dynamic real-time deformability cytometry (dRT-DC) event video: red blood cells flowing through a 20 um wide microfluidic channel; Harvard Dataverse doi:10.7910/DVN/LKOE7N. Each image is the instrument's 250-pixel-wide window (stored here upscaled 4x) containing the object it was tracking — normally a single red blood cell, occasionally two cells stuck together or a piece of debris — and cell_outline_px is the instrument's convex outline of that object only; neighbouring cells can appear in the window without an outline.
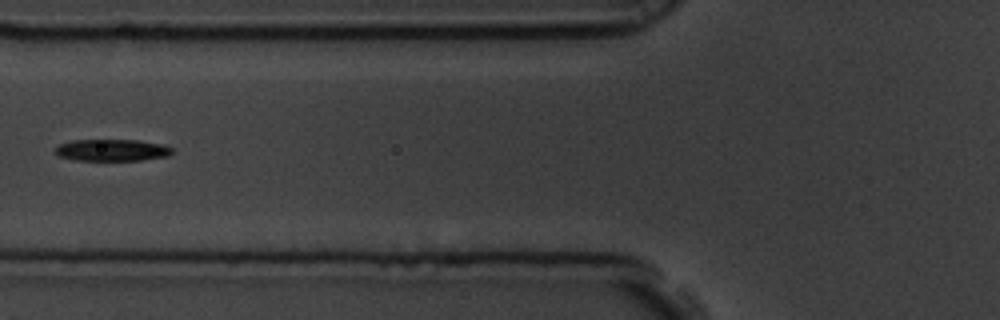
{"species": "common noctule bat (a hibernating species)", "species_latin": "Nyctalus noctula", "temperature_condition": "room temperature", "stored_images_in_passage": 14, "camera_frame_rate_fps": 3000, "um_per_image_px": 0.085, "animal": {"sex": "male", "body_mass_g": 19.5, "forearm_length_mm": 54.6}, "frame": {"image": 1, "passage_image": 5, "time_ms": 1.333, "image_size_px": [1000, 320], "cell_outline_px": [[172, 152], [168, 156], [140, 160], [76, 160], [60, 156], [56, 152], [56, 148], [60, 144], [72, 140], [140, 140], [164, 144], [172, 148]], "centroid_in_image_um": [9.56, 12.75], "position_along_channel_um": 116.2, "area_um2": 14.74}}